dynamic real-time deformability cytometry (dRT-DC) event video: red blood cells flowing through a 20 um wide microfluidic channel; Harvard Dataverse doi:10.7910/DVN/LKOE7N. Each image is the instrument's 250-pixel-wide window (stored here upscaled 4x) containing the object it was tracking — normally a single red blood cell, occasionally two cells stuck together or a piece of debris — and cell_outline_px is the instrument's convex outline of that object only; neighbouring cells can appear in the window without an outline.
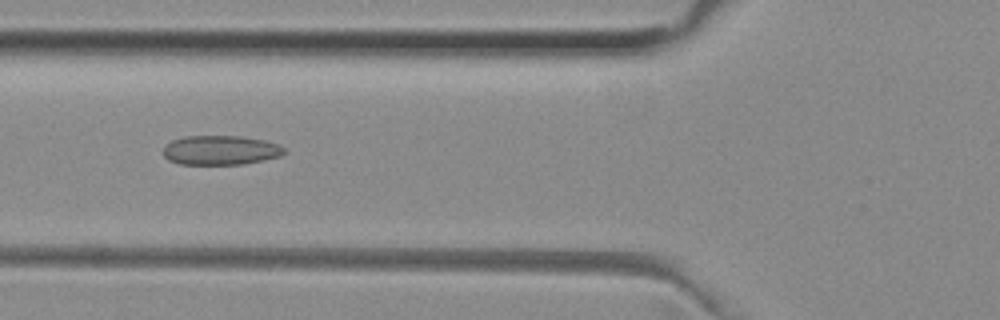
{"species": "common noctule bat (a hibernating species)", "species_latin": "Nyctalus noctula", "temperature_condition": "room temperature", "stored_images_in_passage": 41, "camera_frame_rate_fps": 3000, "um_per_image_px": 0.085, "animal": {"sex": "female", "body_mass_g": 29.2, "forearm_length_mm": 56.3}, "frame": {"image": 1, "passage_image": 9, "time_ms": 2.667, "image_size_px": [1000, 320], "cell_outline_px": [[288, 152], [280, 156], [264, 160], [244, 164], [180, 164], [168, 160], [164, 156], [164, 148], [172, 140], [184, 136], [240, 136], [264, 140], [280, 144]], "centroid_in_image_um": [18.79, 12.76], "position_along_channel_um": 107.0, "area_um2": 20.81}}
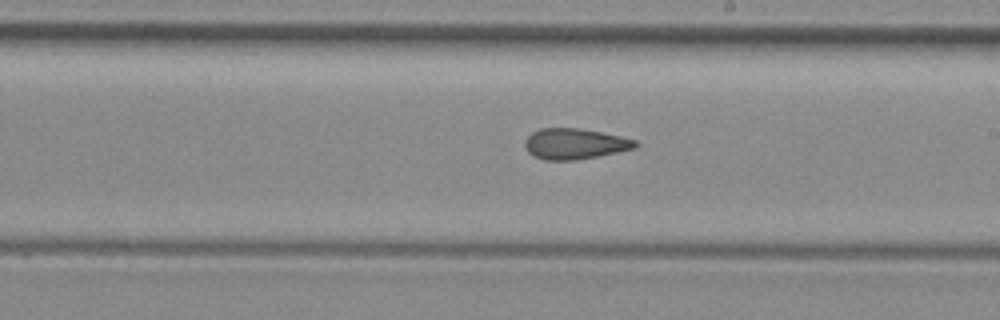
{"frame": {"image": 2, "passage_image": 19, "time_ms": 6.0, "image_size_px": [1000, 320], "cell_outline_px": [[640, 144], [636, 148], [576, 160], [544, 160], [532, 156], [528, 152], [524, 144], [524, 140], [532, 132], [540, 128], [580, 128], [620, 136], [636, 140]], "centroid_in_image_um": [48.83, 12.22], "position_along_channel_um": 240.2, "area_um2": 19.83}}
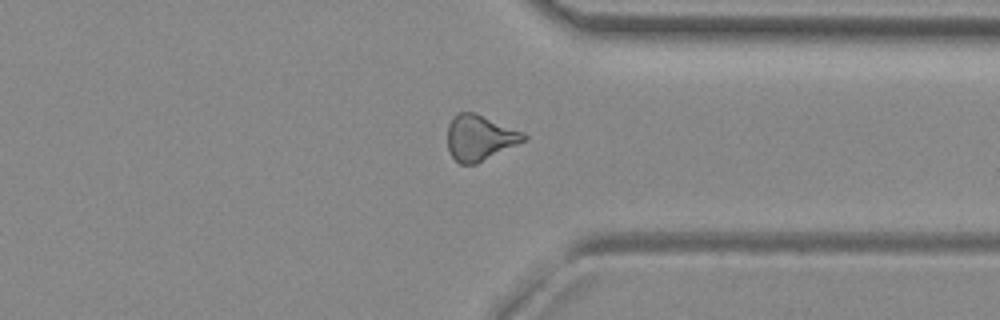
{"frame": {"image": 3, "passage_image": 29, "time_ms": 9.333, "image_size_px": [1000, 320], "cell_outline_px": [[528, 140], [476, 164], [460, 164], [452, 156], [448, 148], [448, 124], [452, 116], [456, 112], [476, 112], [524, 132], [528, 136]], "centroid_in_image_um": [40.8, 11.69], "position_along_channel_um": 370.6, "area_um2": 20.58}, "authors_computed_cell_mechanics": {"area_um2": 20.2878, "velocity_mm_per_s": 3.9914, "shape_relaxation_time_tau1_ms": null, "shape_relaxation_time_tau2_ms": 2.8534, "deformation_change_tau1": null, "deformation_change_tau2": 0.1089}}